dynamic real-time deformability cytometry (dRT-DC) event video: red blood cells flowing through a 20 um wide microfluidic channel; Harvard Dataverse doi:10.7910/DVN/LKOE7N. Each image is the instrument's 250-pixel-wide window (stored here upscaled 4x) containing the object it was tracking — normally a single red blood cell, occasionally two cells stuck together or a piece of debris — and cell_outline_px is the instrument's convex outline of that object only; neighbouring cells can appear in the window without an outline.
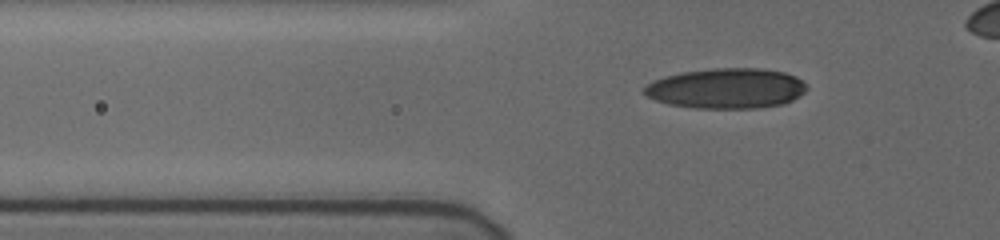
{"species": "human", "species_latin": "Homo sapiens", "temperature_condition": "cold", "stored_images_in_passage": 35, "camera_frame_rate_fps": 3000, "um_per_image_px": 0.085, "donor": {"sex": "female"}, "frame": {"image": 1, "passage_image": 2, "time_ms": 0.333, "image_size_px": [1000, 240], "cell_outline_px": [[808, 88], [800, 96], [784, 104], [756, 108], [696, 108], [668, 104], [656, 100], [648, 96], [644, 92], [644, 88], [652, 80], [664, 76], [680, 72], [712, 68], [760, 68], [784, 72], [796, 76]], "centroid_in_image_um": [61.75, 7.51], "position_along_channel_um": 64.1, "area_um2": 38.21}}
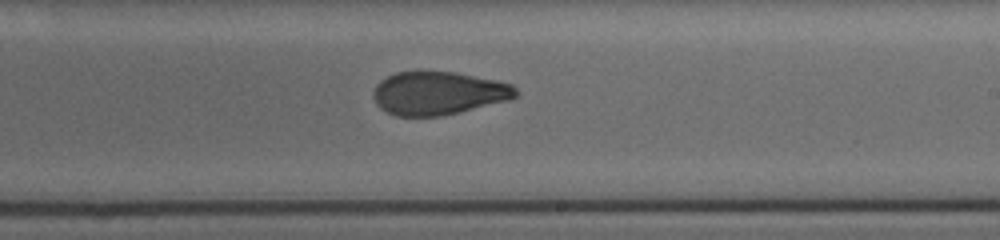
{"frame": {"image": 2, "passage_image": 18, "time_ms": 5.667, "image_size_px": [1000, 240], "cell_outline_px": [[520, 92], [516, 96], [508, 100], [460, 112], [440, 116], [396, 116], [380, 108], [376, 104], [372, 96], [372, 92], [376, 84], [380, 80], [396, 72], [416, 68], [420, 68], [456, 72], [496, 80], [512, 84]], "centroid_in_image_um": [37.22, 7.87], "position_along_channel_um": 251.8, "area_um2": 36.88}}
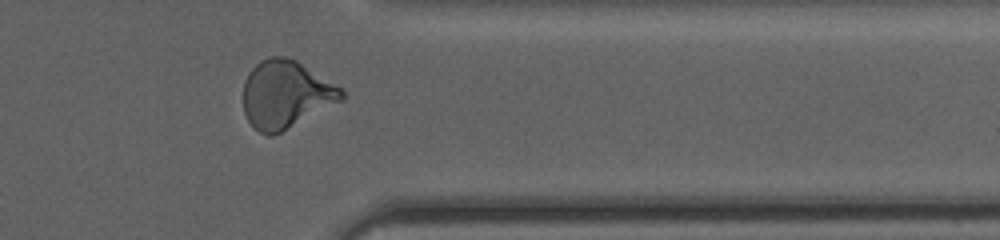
{"frame": {"image": 3, "passage_image": 29, "time_ms": 9.333, "image_size_px": [1000, 240], "cell_outline_px": [[344, 100], [272, 136], [268, 136], [252, 128], [244, 112], [244, 80], [248, 72], [260, 60], [268, 56], [288, 56], [296, 60], [340, 88], [344, 92]], "centroid_in_image_um": [24.26, 8.02], "position_along_channel_um": 387.1, "area_um2": 38.67}}